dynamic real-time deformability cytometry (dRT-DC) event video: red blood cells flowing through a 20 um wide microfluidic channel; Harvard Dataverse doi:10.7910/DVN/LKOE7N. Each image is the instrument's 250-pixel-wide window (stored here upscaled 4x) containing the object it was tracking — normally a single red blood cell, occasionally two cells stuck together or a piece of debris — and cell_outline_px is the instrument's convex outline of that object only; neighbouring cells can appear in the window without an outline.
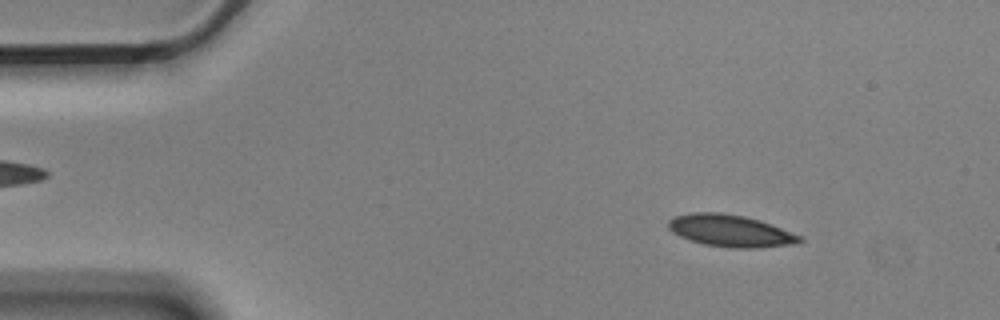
{"species": "Egyptian fruit bat (a non-hibernating species)", "species_latin": "Rousettus aegyptiacus", "temperature_condition": "cold", "stored_images_in_passage": 4, "camera_frame_rate_fps": 3000, "um_per_image_px": 0.085, "animal": {"sex": "male"}, "frame": {"image": 1, "passage_image": 2, "time_ms": 0.333, "image_size_px": [1000, 320], "cell_outline_px": [[804, 240], [796, 244], [756, 248], [732, 248], [704, 244], [680, 236], [672, 232], [668, 228], [668, 220], [676, 216], [692, 212], [720, 212], [744, 216], [760, 220], [772, 224], [804, 236]], "centroid_in_image_um": [62.15, 19.61], "position_along_channel_um": 22.9, "area_um2": 24.68}}